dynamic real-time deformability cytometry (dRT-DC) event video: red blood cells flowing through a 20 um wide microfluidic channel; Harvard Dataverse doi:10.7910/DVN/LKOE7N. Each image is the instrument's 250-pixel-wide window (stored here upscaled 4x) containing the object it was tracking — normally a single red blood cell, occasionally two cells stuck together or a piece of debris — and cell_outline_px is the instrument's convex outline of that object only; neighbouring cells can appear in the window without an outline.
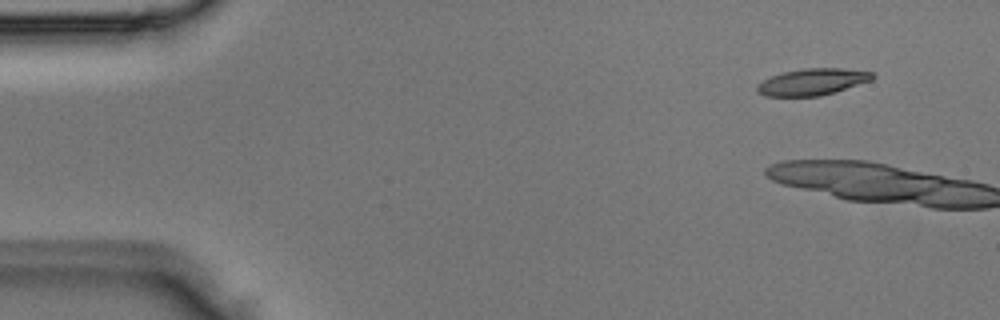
{"species": "Egyptian fruit bat (a non-hibernating species)", "species_latin": "Rousettus aegyptiacus", "temperature_condition": "room temperature", "stored_images_in_passage": 3, "camera_frame_rate_fps": 3000, "um_per_image_px": 0.085, "animal": {"sex": "male"}, "frame": {"image": 1, "passage_image": 1, "time_ms": 0.0, "image_size_px": [1000, 320], "cell_outline_px": [[876, 76], [872, 80], [836, 92], [820, 96], [764, 96], [756, 92], [756, 84], [780, 72], [804, 68], [840, 68], [872, 72]], "centroid_in_image_um": [69.04, 6.96], "position_along_channel_um": 16.0, "area_um2": 18.09}}